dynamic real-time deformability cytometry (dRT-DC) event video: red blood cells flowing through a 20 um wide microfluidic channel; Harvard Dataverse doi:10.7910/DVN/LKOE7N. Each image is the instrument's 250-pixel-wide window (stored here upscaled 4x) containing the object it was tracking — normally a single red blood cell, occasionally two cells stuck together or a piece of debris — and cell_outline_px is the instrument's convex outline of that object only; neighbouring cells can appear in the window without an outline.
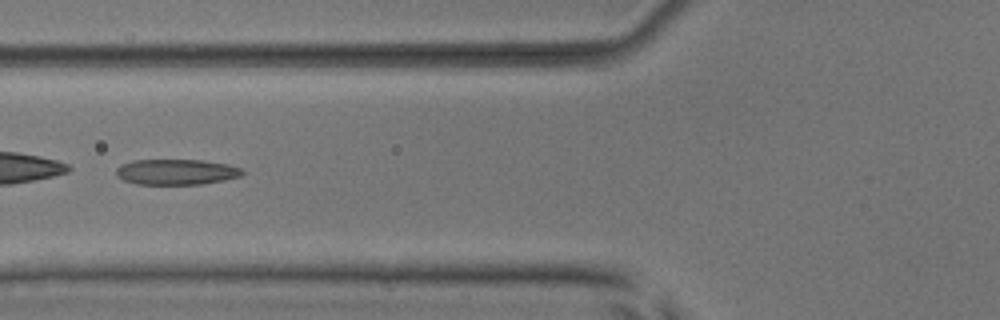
{"species": "common noctule bat (a hibernating species)", "species_latin": "Nyctalus noctula", "temperature_condition": "room temperature", "stored_images_in_passage": 38, "camera_frame_rate_fps": 3000, "um_per_image_px": 0.085, "animal": {"sex": "male", "body_mass_g": 17.9, "forearm_length_mm": 54.2}, "frame": {"image": 1, "passage_image": 7, "time_ms": 2.0, "image_size_px": [1000, 320], "cell_outline_px": [[244, 172], [240, 176], [224, 180], [200, 184], [136, 184], [124, 180], [116, 176], [116, 168], [120, 164], [132, 160], [200, 160], [228, 164], [240, 168]], "centroid_in_image_um": [14.94, 14.61], "position_along_channel_um": 110.9, "area_um2": 18.79}, "authors_computed_cell_mechanics": {"area_um2": 19.0162, "velocity_mm_per_s": 3.9099, "shape_relaxation_time_tau1_ms": 4.0496, "shape_relaxation_time_tau2_ms": 2.5794, "deformation_change_tau1": 0.1445, "deformation_change_tau2": 0.1172}}